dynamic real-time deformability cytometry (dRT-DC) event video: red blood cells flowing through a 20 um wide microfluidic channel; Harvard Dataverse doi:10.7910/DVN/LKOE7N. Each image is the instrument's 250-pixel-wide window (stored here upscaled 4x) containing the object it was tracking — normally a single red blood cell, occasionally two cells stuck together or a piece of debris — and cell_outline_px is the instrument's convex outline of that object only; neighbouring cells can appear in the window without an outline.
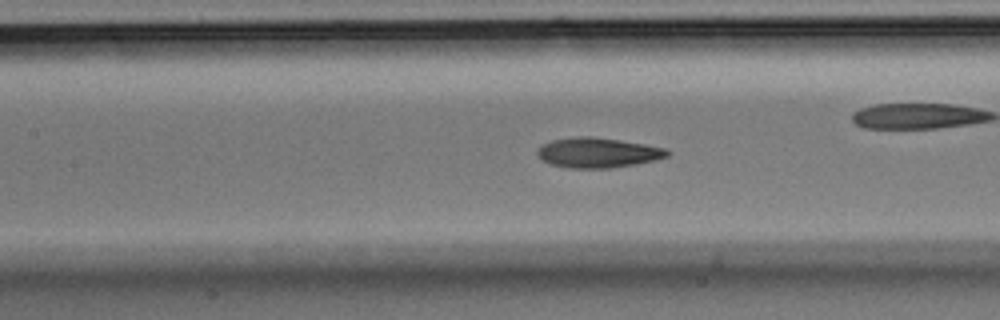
{"species": "Egyptian fruit bat (a non-hibernating species)", "species_latin": "Rousettus aegyptiacus", "temperature_condition": "room temperature", "stored_images_in_passage": 34, "camera_frame_rate_fps": 3000, "um_per_image_px": 0.085, "animal": {"sex": "male"}, "frame": {"image": 1, "passage_image": 6, "time_ms": 1.667, "image_size_px": [1000, 320], "cell_outline_px": [[672, 152], [668, 156], [656, 160], [636, 164], [608, 168], [572, 168], [552, 164], [536, 156], [536, 152], [544, 144], [552, 140], [576, 136], [592, 136], [620, 140], [668, 148]], "centroid_in_image_um": [50.87, 12.97], "position_along_channel_um": 156.5, "area_um2": 22.72}}